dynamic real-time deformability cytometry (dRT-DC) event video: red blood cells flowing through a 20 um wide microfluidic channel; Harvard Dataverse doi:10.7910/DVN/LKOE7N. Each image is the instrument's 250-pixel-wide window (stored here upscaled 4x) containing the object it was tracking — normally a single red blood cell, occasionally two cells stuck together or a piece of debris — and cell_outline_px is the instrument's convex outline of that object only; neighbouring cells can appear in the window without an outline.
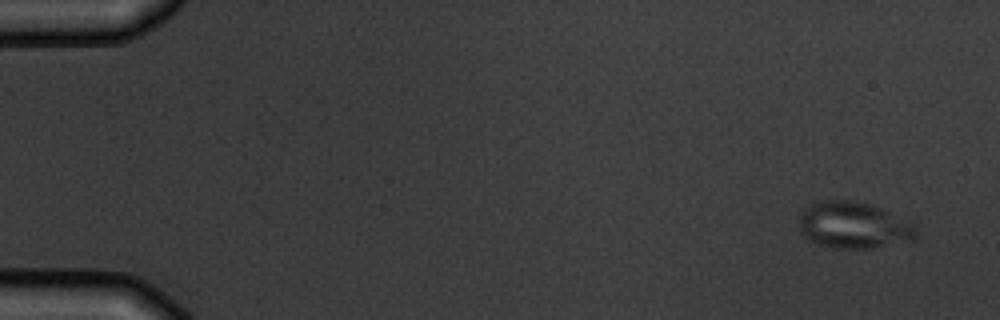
{"species": "common noctule bat (a hibernating species)", "species_latin": "Nyctalus noctula", "temperature_condition": "warm", "stored_images_in_passage": 5, "camera_frame_rate_fps": 3000, "um_per_image_px": 0.085, "animal": {"sex": "male", "body_mass_g": 19.5, "forearm_length_mm": 54.6}, "frame": {"image": 1, "passage_image": 1, "time_ms": 0.0, "image_size_px": [1000, 320], "cell_outline_px": [[920, 236], [916, 240], [868, 248], [836, 248], [820, 244], [804, 236], [800, 232], [796, 220], [800, 212], [804, 208], [812, 204], [824, 200], [852, 200], [872, 204], [912, 220], [916, 224]], "centroid_in_image_um": [72.62, 19.12], "position_along_channel_um": 12.4, "area_um2": 32.6}}